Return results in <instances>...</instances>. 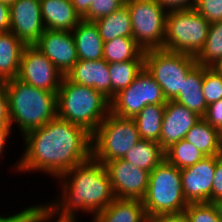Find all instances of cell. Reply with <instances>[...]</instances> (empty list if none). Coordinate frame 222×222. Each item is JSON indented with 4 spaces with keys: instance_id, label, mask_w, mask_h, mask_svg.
Masks as SVG:
<instances>
[{
    "instance_id": "6da1fadb",
    "label": "cell",
    "mask_w": 222,
    "mask_h": 222,
    "mask_svg": "<svg viewBox=\"0 0 222 222\" xmlns=\"http://www.w3.org/2000/svg\"><path fill=\"white\" fill-rule=\"evenodd\" d=\"M23 138L25 152L15 164L17 172L36 170L58 178L92 156V135L58 117Z\"/></svg>"
},
{
    "instance_id": "7a4b0ae2",
    "label": "cell",
    "mask_w": 222,
    "mask_h": 222,
    "mask_svg": "<svg viewBox=\"0 0 222 222\" xmlns=\"http://www.w3.org/2000/svg\"><path fill=\"white\" fill-rule=\"evenodd\" d=\"M57 179L63 182L62 198L38 204L51 219L58 218L55 221L76 222L78 210L91 213L95 218L116 199L104 164L92 156Z\"/></svg>"
},
{
    "instance_id": "3957f363",
    "label": "cell",
    "mask_w": 222,
    "mask_h": 222,
    "mask_svg": "<svg viewBox=\"0 0 222 222\" xmlns=\"http://www.w3.org/2000/svg\"><path fill=\"white\" fill-rule=\"evenodd\" d=\"M8 96L11 126L25 135L57 117V92L38 89L15 78L2 83Z\"/></svg>"
},
{
    "instance_id": "277c9868",
    "label": "cell",
    "mask_w": 222,
    "mask_h": 222,
    "mask_svg": "<svg viewBox=\"0 0 222 222\" xmlns=\"http://www.w3.org/2000/svg\"><path fill=\"white\" fill-rule=\"evenodd\" d=\"M110 102L94 88L74 84L64 76L57 91V117L92 135L110 113Z\"/></svg>"
},
{
    "instance_id": "5b68a950",
    "label": "cell",
    "mask_w": 222,
    "mask_h": 222,
    "mask_svg": "<svg viewBox=\"0 0 222 222\" xmlns=\"http://www.w3.org/2000/svg\"><path fill=\"white\" fill-rule=\"evenodd\" d=\"M142 202L147 218L184 212L188 202L183 195L180 169L164 159L150 172Z\"/></svg>"
},
{
    "instance_id": "8992f818",
    "label": "cell",
    "mask_w": 222,
    "mask_h": 222,
    "mask_svg": "<svg viewBox=\"0 0 222 222\" xmlns=\"http://www.w3.org/2000/svg\"><path fill=\"white\" fill-rule=\"evenodd\" d=\"M140 140L133 118H122L110 112L92 134V157L102 164L123 159Z\"/></svg>"
},
{
    "instance_id": "52a82bcc",
    "label": "cell",
    "mask_w": 222,
    "mask_h": 222,
    "mask_svg": "<svg viewBox=\"0 0 222 222\" xmlns=\"http://www.w3.org/2000/svg\"><path fill=\"white\" fill-rule=\"evenodd\" d=\"M210 25L194 8L167 12L163 49L196 57L204 47Z\"/></svg>"
},
{
    "instance_id": "ba28073f",
    "label": "cell",
    "mask_w": 222,
    "mask_h": 222,
    "mask_svg": "<svg viewBox=\"0 0 222 222\" xmlns=\"http://www.w3.org/2000/svg\"><path fill=\"white\" fill-rule=\"evenodd\" d=\"M197 65L194 56L164 49L144 51V68L163 90L167 101L181 91L183 81Z\"/></svg>"
},
{
    "instance_id": "9c48e42d",
    "label": "cell",
    "mask_w": 222,
    "mask_h": 222,
    "mask_svg": "<svg viewBox=\"0 0 222 222\" xmlns=\"http://www.w3.org/2000/svg\"><path fill=\"white\" fill-rule=\"evenodd\" d=\"M133 38L144 50L163 49L167 12L156 0H125Z\"/></svg>"
},
{
    "instance_id": "30bf717a",
    "label": "cell",
    "mask_w": 222,
    "mask_h": 222,
    "mask_svg": "<svg viewBox=\"0 0 222 222\" xmlns=\"http://www.w3.org/2000/svg\"><path fill=\"white\" fill-rule=\"evenodd\" d=\"M166 103L162 88L143 68L129 87L114 96L110 112L122 118H134L146 105Z\"/></svg>"
},
{
    "instance_id": "8fae6325",
    "label": "cell",
    "mask_w": 222,
    "mask_h": 222,
    "mask_svg": "<svg viewBox=\"0 0 222 222\" xmlns=\"http://www.w3.org/2000/svg\"><path fill=\"white\" fill-rule=\"evenodd\" d=\"M63 77L60 70L34 45L24 48L17 79L38 89L57 92Z\"/></svg>"
},
{
    "instance_id": "7c38bea8",
    "label": "cell",
    "mask_w": 222,
    "mask_h": 222,
    "mask_svg": "<svg viewBox=\"0 0 222 222\" xmlns=\"http://www.w3.org/2000/svg\"><path fill=\"white\" fill-rule=\"evenodd\" d=\"M117 199H139L146 195L150 172L117 159L104 164Z\"/></svg>"
},
{
    "instance_id": "4fadbf2b",
    "label": "cell",
    "mask_w": 222,
    "mask_h": 222,
    "mask_svg": "<svg viewBox=\"0 0 222 222\" xmlns=\"http://www.w3.org/2000/svg\"><path fill=\"white\" fill-rule=\"evenodd\" d=\"M222 155L205 156L196 164L180 169L183 195L189 203H212L216 163Z\"/></svg>"
},
{
    "instance_id": "5bb4252c",
    "label": "cell",
    "mask_w": 222,
    "mask_h": 222,
    "mask_svg": "<svg viewBox=\"0 0 222 222\" xmlns=\"http://www.w3.org/2000/svg\"><path fill=\"white\" fill-rule=\"evenodd\" d=\"M10 31L26 46L39 41L45 31L40 0H16L10 5Z\"/></svg>"
},
{
    "instance_id": "9a60e30c",
    "label": "cell",
    "mask_w": 222,
    "mask_h": 222,
    "mask_svg": "<svg viewBox=\"0 0 222 222\" xmlns=\"http://www.w3.org/2000/svg\"><path fill=\"white\" fill-rule=\"evenodd\" d=\"M65 76L78 62L75 40L71 31L45 29L34 45Z\"/></svg>"
},
{
    "instance_id": "2e32d148",
    "label": "cell",
    "mask_w": 222,
    "mask_h": 222,
    "mask_svg": "<svg viewBox=\"0 0 222 222\" xmlns=\"http://www.w3.org/2000/svg\"><path fill=\"white\" fill-rule=\"evenodd\" d=\"M201 119L190 109L173 100L167 101L159 144L166 150L172 144L185 138L186 133Z\"/></svg>"
},
{
    "instance_id": "e0dca14e",
    "label": "cell",
    "mask_w": 222,
    "mask_h": 222,
    "mask_svg": "<svg viewBox=\"0 0 222 222\" xmlns=\"http://www.w3.org/2000/svg\"><path fill=\"white\" fill-rule=\"evenodd\" d=\"M65 77L74 84L92 87L111 101L109 64L104 60H78Z\"/></svg>"
},
{
    "instance_id": "ac0fdd59",
    "label": "cell",
    "mask_w": 222,
    "mask_h": 222,
    "mask_svg": "<svg viewBox=\"0 0 222 222\" xmlns=\"http://www.w3.org/2000/svg\"><path fill=\"white\" fill-rule=\"evenodd\" d=\"M40 9L45 29L72 31L82 20L71 0H40Z\"/></svg>"
},
{
    "instance_id": "d6986e66",
    "label": "cell",
    "mask_w": 222,
    "mask_h": 222,
    "mask_svg": "<svg viewBox=\"0 0 222 222\" xmlns=\"http://www.w3.org/2000/svg\"><path fill=\"white\" fill-rule=\"evenodd\" d=\"M75 40L78 60L103 59V44L94 21L82 19L71 31Z\"/></svg>"
},
{
    "instance_id": "ffe728a7",
    "label": "cell",
    "mask_w": 222,
    "mask_h": 222,
    "mask_svg": "<svg viewBox=\"0 0 222 222\" xmlns=\"http://www.w3.org/2000/svg\"><path fill=\"white\" fill-rule=\"evenodd\" d=\"M202 87L203 66L197 64L186 76L181 91L173 101L184 105L203 118L207 110V103L204 98Z\"/></svg>"
},
{
    "instance_id": "44dd1931",
    "label": "cell",
    "mask_w": 222,
    "mask_h": 222,
    "mask_svg": "<svg viewBox=\"0 0 222 222\" xmlns=\"http://www.w3.org/2000/svg\"><path fill=\"white\" fill-rule=\"evenodd\" d=\"M25 47L10 30L0 32V83L17 78Z\"/></svg>"
},
{
    "instance_id": "7402d4cb",
    "label": "cell",
    "mask_w": 222,
    "mask_h": 222,
    "mask_svg": "<svg viewBox=\"0 0 222 222\" xmlns=\"http://www.w3.org/2000/svg\"><path fill=\"white\" fill-rule=\"evenodd\" d=\"M94 219L97 222H148L143 202L139 199L116 198Z\"/></svg>"
},
{
    "instance_id": "603a6c76",
    "label": "cell",
    "mask_w": 222,
    "mask_h": 222,
    "mask_svg": "<svg viewBox=\"0 0 222 222\" xmlns=\"http://www.w3.org/2000/svg\"><path fill=\"white\" fill-rule=\"evenodd\" d=\"M164 159L165 150L152 140H140L123 157V160L148 172L154 170Z\"/></svg>"
},
{
    "instance_id": "cb8c5ba5",
    "label": "cell",
    "mask_w": 222,
    "mask_h": 222,
    "mask_svg": "<svg viewBox=\"0 0 222 222\" xmlns=\"http://www.w3.org/2000/svg\"><path fill=\"white\" fill-rule=\"evenodd\" d=\"M94 22L104 42L118 37H133L130 13L126 5Z\"/></svg>"
},
{
    "instance_id": "d4e9b609",
    "label": "cell",
    "mask_w": 222,
    "mask_h": 222,
    "mask_svg": "<svg viewBox=\"0 0 222 222\" xmlns=\"http://www.w3.org/2000/svg\"><path fill=\"white\" fill-rule=\"evenodd\" d=\"M184 139L205 156L222 155V144L219 141L217 128L212 127L204 118L186 133Z\"/></svg>"
},
{
    "instance_id": "484cf974",
    "label": "cell",
    "mask_w": 222,
    "mask_h": 222,
    "mask_svg": "<svg viewBox=\"0 0 222 222\" xmlns=\"http://www.w3.org/2000/svg\"><path fill=\"white\" fill-rule=\"evenodd\" d=\"M165 104H149L133 118L136 122L141 140L159 143Z\"/></svg>"
},
{
    "instance_id": "4316f807",
    "label": "cell",
    "mask_w": 222,
    "mask_h": 222,
    "mask_svg": "<svg viewBox=\"0 0 222 222\" xmlns=\"http://www.w3.org/2000/svg\"><path fill=\"white\" fill-rule=\"evenodd\" d=\"M103 59L108 63L144 60V50L133 37H118L103 44Z\"/></svg>"
},
{
    "instance_id": "83f0119b",
    "label": "cell",
    "mask_w": 222,
    "mask_h": 222,
    "mask_svg": "<svg viewBox=\"0 0 222 222\" xmlns=\"http://www.w3.org/2000/svg\"><path fill=\"white\" fill-rule=\"evenodd\" d=\"M143 68L144 60H128L110 63L111 100L121 90L129 87Z\"/></svg>"
},
{
    "instance_id": "f1b7e54d",
    "label": "cell",
    "mask_w": 222,
    "mask_h": 222,
    "mask_svg": "<svg viewBox=\"0 0 222 222\" xmlns=\"http://www.w3.org/2000/svg\"><path fill=\"white\" fill-rule=\"evenodd\" d=\"M195 59L204 67L217 68L222 63V21L210 25L204 47Z\"/></svg>"
},
{
    "instance_id": "f546056e",
    "label": "cell",
    "mask_w": 222,
    "mask_h": 222,
    "mask_svg": "<svg viewBox=\"0 0 222 222\" xmlns=\"http://www.w3.org/2000/svg\"><path fill=\"white\" fill-rule=\"evenodd\" d=\"M205 155L193 144L182 139L165 150V159L179 169L192 166L203 159Z\"/></svg>"
},
{
    "instance_id": "4dcf8cb0",
    "label": "cell",
    "mask_w": 222,
    "mask_h": 222,
    "mask_svg": "<svg viewBox=\"0 0 222 222\" xmlns=\"http://www.w3.org/2000/svg\"><path fill=\"white\" fill-rule=\"evenodd\" d=\"M207 106L222 99V73L216 67L203 66V87Z\"/></svg>"
},
{
    "instance_id": "1f68e13d",
    "label": "cell",
    "mask_w": 222,
    "mask_h": 222,
    "mask_svg": "<svg viewBox=\"0 0 222 222\" xmlns=\"http://www.w3.org/2000/svg\"><path fill=\"white\" fill-rule=\"evenodd\" d=\"M189 222H221L213 203H189L184 210Z\"/></svg>"
},
{
    "instance_id": "d6a6232c",
    "label": "cell",
    "mask_w": 222,
    "mask_h": 222,
    "mask_svg": "<svg viewBox=\"0 0 222 222\" xmlns=\"http://www.w3.org/2000/svg\"><path fill=\"white\" fill-rule=\"evenodd\" d=\"M125 5V0H92L88 13L82 18L95 21L101 17L112 14Z\"/></svg>"
},
{
    "instance_id": "836d02e7",
    "label": "cell",
    "mask_w": 222,
    "mask_h": 222,
    "mask_svg": "<svg viewBox=\"0 0 222 222\" xmlns=\"http://www.w3.org/2000/svg\"><path fill=\"white\" fill-rule=\"evenodd\" d=\"M194 9L210 24L222 21V0H197Z\"/></svg>"
},
{
    "instance_id": "e575fe53",
    "label": "cell",
    "mask_w": 222,
    "mask_h": 222,
    "mask_svg": "<svg viewBox=\"0 0 222 222\" xmlns=\"http://www.w3.org/2000/svg\"><path fill=\"white\" fill-rule=\"evenodd\" d=\"M203 118L218 129L222 125V99L208 105Z\"/></svg>"
},
{
    "instance_id": "d590c367",
    "label": "cell",
    "mask_w": 222,
    "mask_h": 222,
    "mask_svg": "<svg viewBox=\"0 0 222 222\" xmlns=\"http://www.w3.org/2000/svg\"><path fill=\"white\" fill-rule=\"evenodd\" d=\"M156 2L166 11H180L193 9L197 0H156Z\"/></svg>"
},
{
    "instance_id": "8d00e7d4",
    "label": "cell",
    "mask_w": 222,
    "mask_h": 222,
    "mask_svg": "<svg viewBox=\"0 0 222 222\" xmlns=\"http://www.w3.org/2000/svg\"><path fill=\"white\" fill-rule=\"evenodd\" d=\"M50 220L51 218L37 204L23 213L20 222H48ZM54 222L58 221L54 220Z\"/></svg>"
},
{
    "instance_id": "74e56055",
    "label": "cell",
    "mask_w": 222,
    "mask_h": 222,
    "mask_svg": "<svg viewBox=\"0 0 222 222\" xmlns=\"http://www.w3.org/2000/svg\"><path fill=\"white\" fill-rule=\"evenodd\" d=\"M0 127H12L9 118L8 96L2 83H0Z\"/></svg>"
},
{
    "instance_id": "f35d334b",
    "label": "cell",
    "mask_w": 222,
    "mask_h": 222,
    "mask_svg": "<svg viewBox=\"0 0 222 222\" xmlns=\"http://www.w3.org/2000/svg\"><path fill=\"white\" fill-rule=\"evenodd\" d=\"M222 198V158L216 163L212 185V202Z\"/></svg>"
},
{
    "instance_id": "ab89813d",
    "label": "cell",
    "mask_w": 222,
    "mask_h": 222,
    "mask_svg": "<svg viewBox=\"0 0 222 222\" xmlns=\"http://www.w3.org/2000/svg\"><path fill=\"white\" fill-rule=\"evenodd\" d=\"M148 222H189L185 212L162 214L148 218Z\"/></svg>"
},
{
    "instance_id": "60d3db41",
    "label": "cell",
    "mask_w": 222,
    "mask_h": 222,
    "mask_svg": "<svg viewBox=\"0 0 222 222\" xmlns=\"http://www.w3.org/2000/svg\"><path fill=\"white\" fill-rule=\"evenodd\" d=\"M10 30V6L0 1V32Z\"/></svg>"
},
{
    "instance_id": "b9f144b4",
    "label": "cell",
    "mask_w": 222,
    "mask_h": 222,
    "mask_svg": "<svg viewBox=\"0 0 222 222\" xmlns=\"http://www.w3.org/2000/svg\"><path fill=\"white\" fill-rule=\"evenodd\" d=\"M75 11L83 18L89 11L92 0H71Z\"/></svg>"
},
{
    "instance_id": "7bdbcfd3",
    "label": "cell",
    "mask_w": 222,
    "mask_h": 222,
    "mask_svg": "<svg viewBox=\"0 0 222 222\" xmlns=\"http://www.w3.org/2000/svg\"><path fill=\"white\" fill-rule=\"evenodd\" d=\"M12 127H0V155H2L3 149L6 146L7 139L9 138Z\"/></svg>"
},
{
    "instance_id": "ee69618b",
    "label": "cell",
    "mask_w": 222,
    "mask_h": 222,
    "mask_svg": "<svg viewBox=\"0 0 222 222\" xmlns=\"http://www.w3.org/2000/svg\"><path fill=\"white\" fill-rule=\"evenodd\" d=\"M29 207H27L26 209L24 208V210H22L21 212H18L14 215H10V216H1L0 215V222H20L21 217L23 215V213L28 209Z\"/></svg>"
},
{
    "instance_id": "f6af8a7d",
    "label": "cell",
    "mask_w": 222,
    "mask_h": 222,
    "mask_svg": "<svg viewBox=\"0 0 222 222\" xmlns=\"http://www.w3.org/2000/svg\"><path fill=\"white\" fill-rule=\"evenodd\" d=\"M213 205L215 206L217 213H218V217L220 219V221L222 222V198L218 199L214 202H212Z\"/></svg>"
},
{
    "instance_id": "bcb514c9",
    "label": "cell",
    "mask_w": 222,
    "mask_h": 222,
    "mask_svg": "<svg viewBox=\"0 0 222 222\" xmlns=\"http://www.w3.org/2000/svg\"><path fill=\"white\" fill-rule=\"evenodd\" d=\"M217 131H218L219 141L222 144V125L217 129Z\"/></svg>"
},
{
    "instance_id": "7dc6e473",
    "label": "cell",
    "mask_w": 222,
    "mask_h": 222,
    "mask_svg": "<svg viewBox=\"0 0 222 222\" xmlns=\"http://www.w3.org/2000/svg\"><path fill=\"white\" fill-rule=\"evenodd\" d=\"M2 3H5L7 5H11L12 3H14L16 0H0Z\"/></svg>"
},
{
    "instance_id": "c3c4849f",
    "label": "cell",
    "mask_w": 222,
    "mask_h": 222,
    "mask_svg": "<svg viewBox=\"0 0 222 222\" xmlns=\"http://www.w3.org/2000/svg\"><path fill=\"white\" fill-rule=\"evenodd\" d=\"M217 69L222 73V64H220Z\"/></svg>"
}]
</instances>
